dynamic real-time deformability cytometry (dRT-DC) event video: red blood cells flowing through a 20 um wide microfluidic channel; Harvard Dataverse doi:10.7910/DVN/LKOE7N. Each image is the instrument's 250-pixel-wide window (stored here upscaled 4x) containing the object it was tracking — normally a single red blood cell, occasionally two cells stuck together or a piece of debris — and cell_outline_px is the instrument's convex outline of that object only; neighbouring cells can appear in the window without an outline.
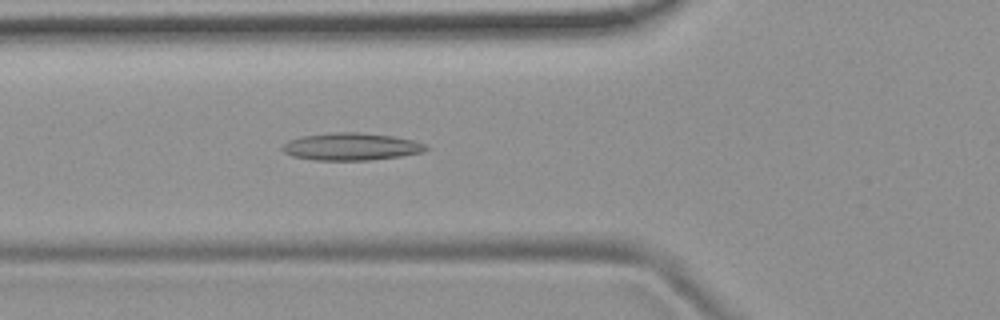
{"species": "common noctule bat (a hibernating species)", "species_latin": "Nyctalus noctula", "temperature_condition": "room temperature", "stored_images_in_passage": 53, "camera_frame_rate_fps": 3000, "um_per_image_px": 0.085, "animal": {"sex": "female", "body_mass_g": 19.9}, "frame": {"image": 1, "passage_image": 19, "time_ms": 6.0, "image_size_px": [1000, 320], "cell_outline_px": [[432, 148], [424, 152], [400, 156], [368, 160], [312, 160], [292, 156], [284, 152], [280, 148], [288, 140], [304, 136], [336, 132], [356, 132], [392, 136], [412, 140], [424, 144]], "centroid_in_image_um": [29.85, 12.47], "position_along_channel_um": 95.9, "area_um2": 22.83}}
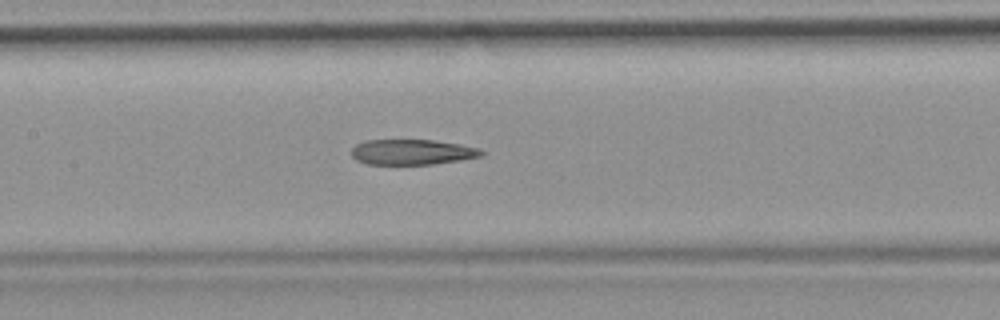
{"frame": {"image": 2, "passage_image": 25, "time_ms": 8.0, "image_size_px": [1000, 320], "cell_outline_px": [[484, 152], [480, 156], [460, 160], [432, 164], [368, 164], [356, 160], [352, 156], [352, 148], [356, 144], [364, 140], [432, 140], [460, 144], [480, 148]], "centroid_in_image_um": [35.01, 12.92], "position_along_channel_um": 172.4, "area_um2": 19.13}}
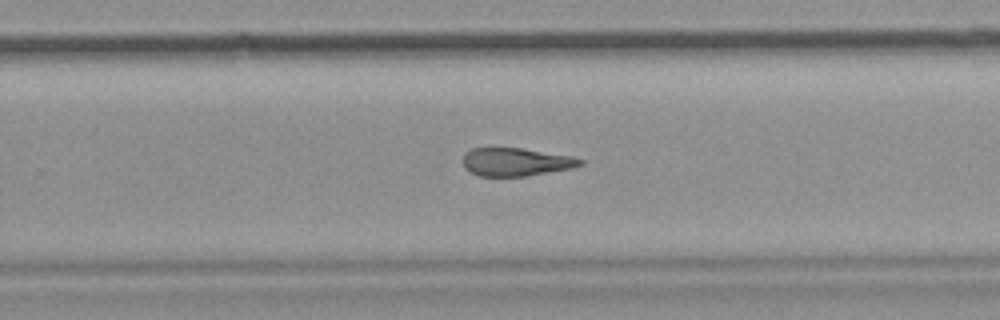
{"frame": {"image": 3, "passage_image": 34, "time_ms": 11.0, "image_size_px": [1000, 320], "cell_outline_px": [[584, 164], [572, 168], [524, 176], [480, 176], [468, 172], [464, 168], [464, 152], [472, 148], [488, 144], [520, 148], [572, 156], [584, 160]], "centroid_in_image_um": [43.77, 13.72], "position_along_channel_um": 286.0, "area_um2": 19.88}, "authors_computed_cell_mechanics": {"area_um2": 21.097, "velocity_mm_per_s": 3.8042, "shape_relaxation_time_tau1_ms": null, "shape_relaxation_time_tau2_ms": 2.8544, "deformation_change_tau1": null, "deformation_change_tau2": 0.1373}}